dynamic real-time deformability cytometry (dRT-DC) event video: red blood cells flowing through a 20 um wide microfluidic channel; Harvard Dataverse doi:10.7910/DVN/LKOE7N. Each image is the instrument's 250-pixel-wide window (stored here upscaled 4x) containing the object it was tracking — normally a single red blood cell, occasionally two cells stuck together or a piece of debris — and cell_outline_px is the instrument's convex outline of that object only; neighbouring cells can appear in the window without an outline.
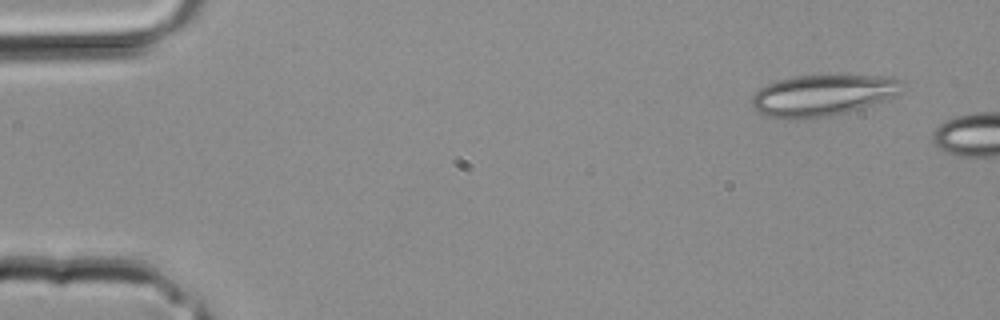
{"species": "common noctule bat (a hibernating species)", "species_latin": "Nyctalus noctula", "temperature_condition": "room temperature", "stored_images_in_passage": 2, "camera_frame_rate_fps": 3000, "um_per_image_px": 0.085, "animal": {"sex": "male", "body_mass_g": 20.4}, "frame": {"image": 1, "passage_image": 1, "time_ms": 0.0, "image_size_px": [1000, 320], "cell_outline_px": [[904, 80], [900, 92], [872, 104], [848, 112], [828, 116], [800, 120], [788, 120], [768, 116], [756, 112], [752, 108], [752, 96], [760, 88], [776, 80], [792, 76], [892, 76]], "centroid_in_image_um": [69.87, 8.11], "position_along_channel_um": 15.1, "area_um2": 36.18}}